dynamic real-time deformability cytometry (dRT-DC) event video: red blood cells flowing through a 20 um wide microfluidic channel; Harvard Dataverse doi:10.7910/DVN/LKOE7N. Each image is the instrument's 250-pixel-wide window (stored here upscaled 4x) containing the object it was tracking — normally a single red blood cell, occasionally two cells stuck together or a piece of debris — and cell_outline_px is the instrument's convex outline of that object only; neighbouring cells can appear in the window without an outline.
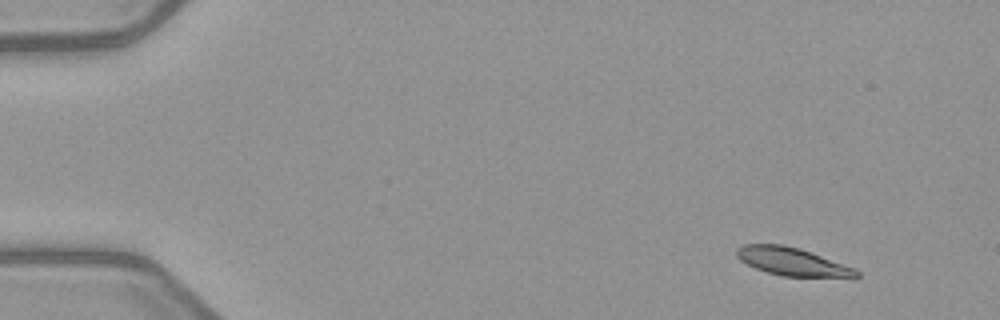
{"species": "common noctule bat (a hibernating species)", "species_latin": "Nyctalus noctula", "temperature_condition": "warm", "stored_images_in_passage": 5, "camera_frame_rate_fps": 3000, "um_per_image_px": 0.085, "animal": {"sex": "female", "body_mass_g": 21.9}, "frame": {"image": 1, "passage_image": 2, "time_ms": 1.0, "image_size_px": [1000, 320], "cell_outline_px": [[860, 276], [856, 280], [780, 276], [756, 268], [740, 260], [736, 256], [736, 248], [744, 244], [784, 244], [800, 248], [856, 268], [860, 272]], "centroid_in_image_um": [67.5, 22.29], "position_along_channel_um": 17.5, "area_um2": 20.46}}
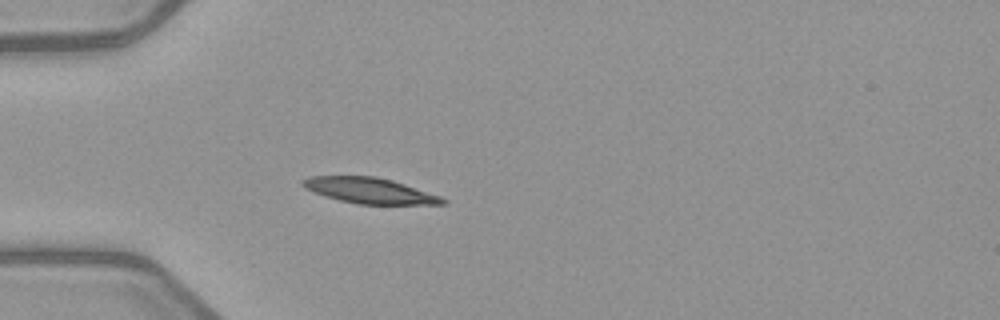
{"frame": {"image": 2, "passage_image": 5, "time_ms": 4.667, "image_size_px": [1000, 320], "cell_outline_px": [[448, 204], [356, 204], [324, 196], [304, 188], [300, 184], [300, 180], [308, 176], [376, 176], [392, 180], [440, 196], [448, 200]], "centroid_in_image_um": [31.38, 16.2], "position_along_channel_um": 53.6, "area_um2": 20.98}}